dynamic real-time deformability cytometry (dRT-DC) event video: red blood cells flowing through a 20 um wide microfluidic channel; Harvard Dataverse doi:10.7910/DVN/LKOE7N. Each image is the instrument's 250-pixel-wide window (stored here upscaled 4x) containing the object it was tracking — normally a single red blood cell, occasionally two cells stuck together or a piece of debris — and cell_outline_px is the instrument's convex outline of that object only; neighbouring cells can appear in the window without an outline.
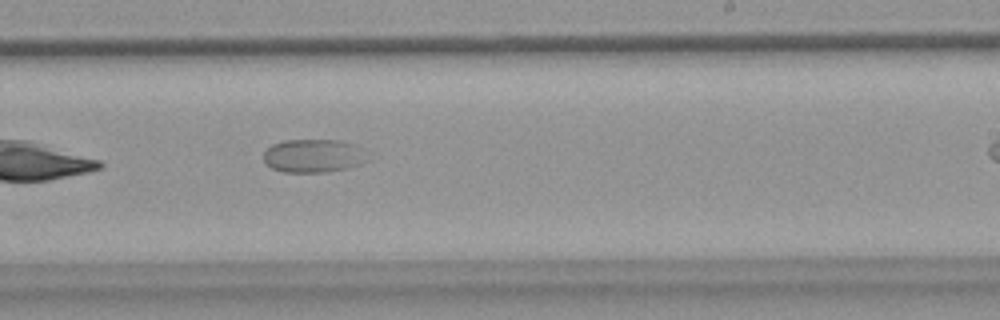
{"species": "common noctule bat (a hibernating species)", "species_latin": "Nyctalus noctula", "temperature_condition": "warm", "stored_images_in_passage": 30, "camera_frame_rate_fps": 3000, "um_per_image_px": 0.085, "animal": {"sex": "female", "body_mass_g": 18.4}, "frame": {"image": 1, "passage_image": 18, "time_ms": 5.667, "image_size_px": [1000, 320], "cell_outline_px": [[356, 164], [348, 168], [324, 172], [284, 172], [272, 168], [264, 160], [264, 152], [272, 144], [284, 140], [340, 140], [356, 144]], "centroid_in_image_um": [26.42, 13.23], "position_along_channel_um": 262.6, "area_um2": 19.07}}